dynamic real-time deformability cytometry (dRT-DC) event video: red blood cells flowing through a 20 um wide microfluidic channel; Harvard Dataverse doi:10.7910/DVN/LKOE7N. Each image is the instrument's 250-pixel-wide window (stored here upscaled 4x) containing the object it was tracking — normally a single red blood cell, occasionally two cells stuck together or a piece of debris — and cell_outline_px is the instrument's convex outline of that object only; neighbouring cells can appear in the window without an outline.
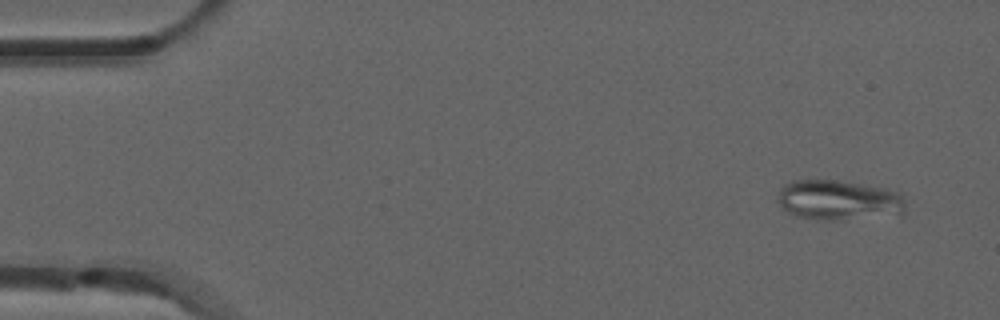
{"species": "common noctule bat (a hibernating species)", "species_latin": "Nyctalus noctula", "temperature_condition": "room temperature", "stored_images_in_passage": 7, "camera_frame_rate_fps": 3000, "um_per_image_px": 0.085, "animal": {"sex": "male", "forearm_length_mm": 52.5}, "frame": {"image": 1, "passage_image": 1, "time_ms": 0.0, "image_size_px": [1000, 320], "cell_outline_px": [[904, 212], [840, 220], [816, 220], [796, 216], [788, 212], [776, 200], [780, 188], [784, 184], [792, 180], [836, 180], [884, 188], [900, 192], [904, 200]], "centroid_in_image_um": [71.21, 17.0], "position_along_channel_um": 13.8, "area_um2": 29.59}}
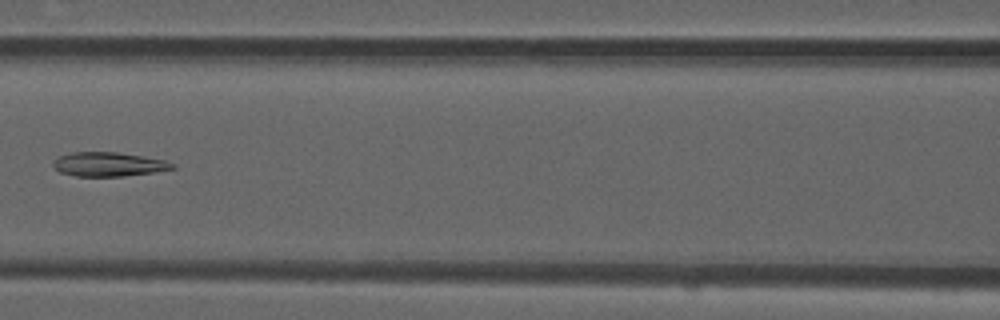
{"frame": {"image": 2, "passage_image": 7, "time_ms": 2.0, "image_size_px": [1000, 320], "cell_outline_px": [[176, 168], [152, 172], [124, 176], [76, 176], [60, 172], [52, 164], [60, 156], [72, 152], [116, 152], [164, 160], [176, 164]], "centroid_in_image_um": [9.24, 13.96], "position_along_channel_um": 157.4, "area_um2": 16.47}}